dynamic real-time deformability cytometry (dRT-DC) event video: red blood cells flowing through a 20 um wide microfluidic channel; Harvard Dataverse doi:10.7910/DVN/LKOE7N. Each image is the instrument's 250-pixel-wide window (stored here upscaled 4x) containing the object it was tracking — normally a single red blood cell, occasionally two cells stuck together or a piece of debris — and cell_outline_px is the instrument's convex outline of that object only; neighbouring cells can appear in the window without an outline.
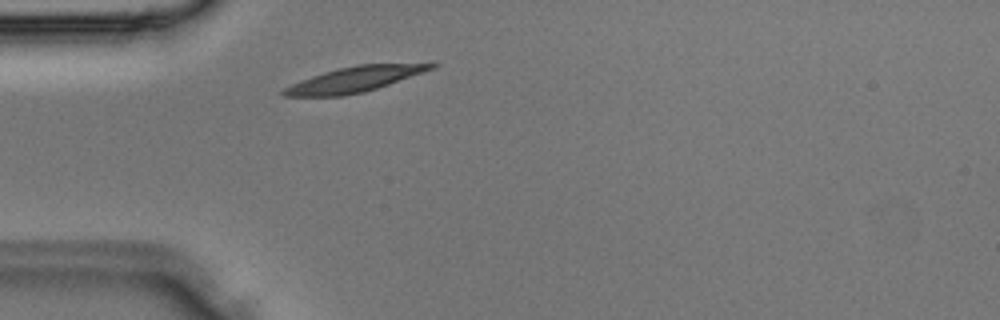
{"species": "Egyptian fruit bat (a non-hibernating species)", "species_latin": "Rousettus aegyptiacus", "temperature_condition": "room temperature", "stored_images_in_passage": 29, "camera_frame_rate_fps": 3000, "um_per_image_px": 0.085, "animal": {"sex": "male"}, "frame": {"image": 1, "passage_image": 3, "time_ms": 0.667, "image_size_px": [1000, 320], "cell_outline_px": [[436, 68], [364, 92], [340, 96], [284, 96], [280, 92], [284, 88], [300, 80], [324, 72], [356, 64], [432, 60], [436, 64]], "centroid_in_image_um": [30.31, 6.68], "position_along_channel_um": 54.7, "area_um2": 22.43}}
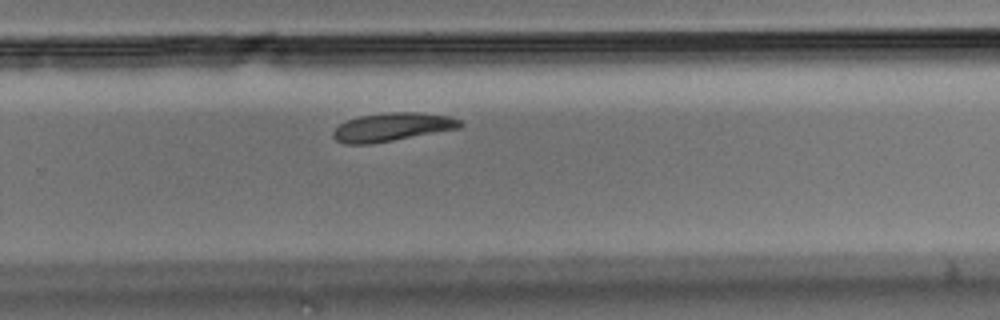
{"frame": {"image": 2, "passage_image": 17, "time_ms": 5.333, "image_size_px": [1000, 320], "cell_outline_px": [[464, 124], [460, 128], [372, 144], [344, 144], [336, 140], [332, 136], [332, 132], [340, 124], [348, 120], [360, 116], [384, 112], [420, 112], [448, 116], [460, 120]], "centroid_in_image_um": [33.33, 10.8], "position_along_channel_um": 296.5, "area_um2": 21.04}}
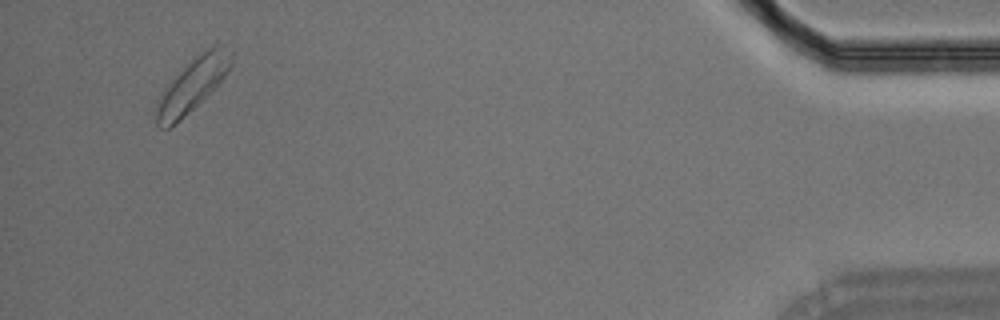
{"frame": {"image": 3, "passage_image": 28, "time_ms": 9.0, "image_size_px": [1000, 320], "cell_outline_px": [[232, 64], [216, 88], [176, 124], [168, 128], [160, 128], [156, 124], [156, 100], [160, 92], [184, 64], [192, 56], [216, 44], [224, 44], [232, 48]], "centroid_in_image_um": [16.36, 7.17], "position_along_channel_um": 418.8, "area_um2": 24.1}}